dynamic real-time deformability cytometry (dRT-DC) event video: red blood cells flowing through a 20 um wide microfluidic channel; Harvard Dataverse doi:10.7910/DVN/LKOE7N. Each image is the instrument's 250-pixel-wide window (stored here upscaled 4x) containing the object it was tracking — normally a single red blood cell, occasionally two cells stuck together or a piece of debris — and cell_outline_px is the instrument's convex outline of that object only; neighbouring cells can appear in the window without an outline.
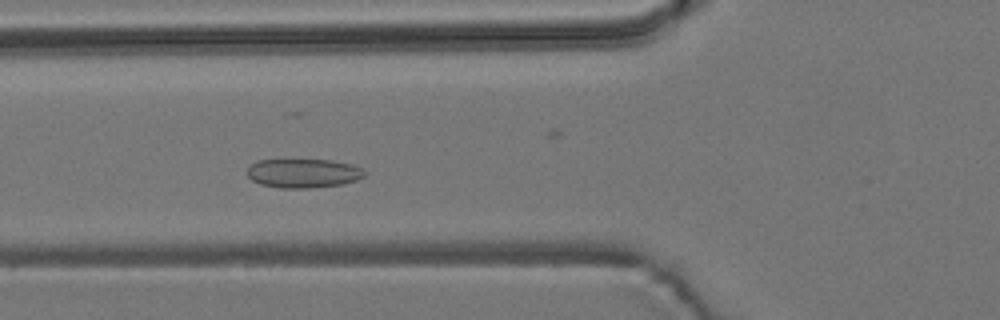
{"species": "common noctule bat (a hibernating species)", "species_latin": "Nyctalus noctula", "temperature_condition": "room temperature", "stored_images_in_passage": 41, "camera_frame_rate_fps": 3000, "um_per_image_px": 0.085, "animal": {"sex": "male", "body_mass_g": 19.2, "forearm_length_mm": 51.8}, "frame": {"image": 1, "passage_image": 14, "time_ms": 4.333, "image_size_px": [1000, 320], "cell_outline_px": [[364, 176], [356, 180], [340, 184], [308, 188], [280, 188], [260, 184], [252, 180], [248, 176], [248, 168], [256, 160], [332, 160], [352, 164], [364, 168]], "centroid_in_image_um": [25.78, 14.72], "position_along_channel_um": 100.0, "area_um2": 19.77}}
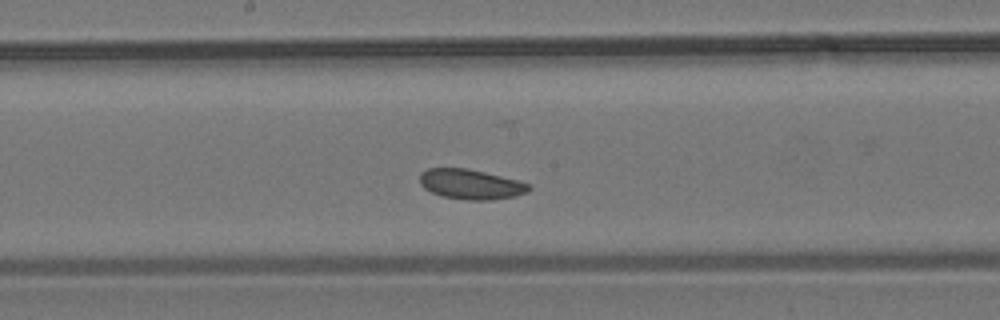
{"frame": {"image": 2, "passage_image": 23, "time_ms": 7.333, "image_size_px": [1000, 320], "cell_outline_px": [[532, 188], [528, 192], [516, 196], [488, 200], [464, 200], [444, 196], [432, 192], [424, 188], [420, 184], [420, 172], [428, 168], [468, 168], [520, 180], [532, 184]], "centroid_in_image_um": [40.06, 15.65], "position_along_channel_um": 208.1, "area_um2": 19.31}}
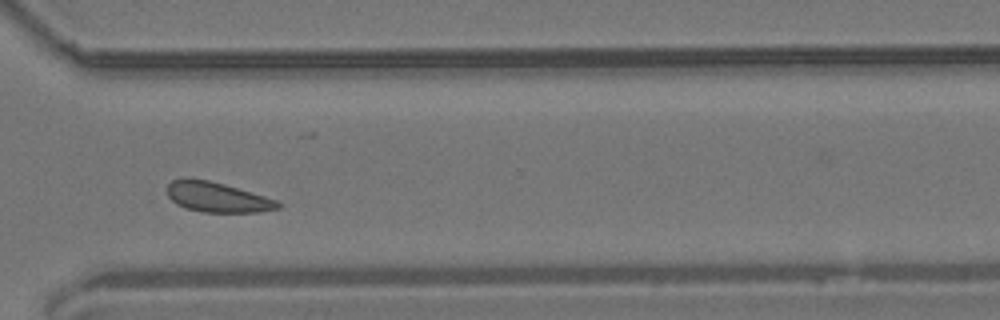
{"frame": {"image": 3, "passage_image": 35, "time_ms": 11.333, "image_size_px": [1000, 320], "cell_outline_px": [[280, 208], [256, 212], [200, 212], [176, 204], [168, 196], [168, 184], [172, 180], [184, 176], [188, 176], [208, 180], [224, 184], [280, 200]], "centroid_in_image_um": [18.46, 16.73], "position_along_channel_um": 352.1, "area_um2": 19.59}, "authors_computed_cell_mechanics": {"area_um2": 19.7676, "velocity_mm_per_s": 3.6046, "shape_relaxation_time_tau1_ms": 10.988, "shape_relaxation_time_tau2_ms": 8.9959, "deformation_change_tau1": 0.1012, "deformation_change_tau2": 0.1397}}